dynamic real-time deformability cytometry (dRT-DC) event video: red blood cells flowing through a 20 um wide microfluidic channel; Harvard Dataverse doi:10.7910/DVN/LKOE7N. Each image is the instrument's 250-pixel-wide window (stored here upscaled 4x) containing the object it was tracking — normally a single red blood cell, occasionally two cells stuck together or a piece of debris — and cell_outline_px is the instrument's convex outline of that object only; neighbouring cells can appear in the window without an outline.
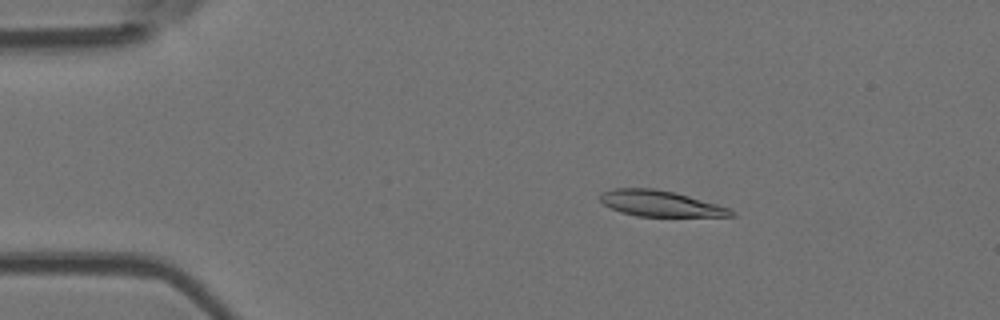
{"species": "Egyptian fruit bat (a non-hibernating species)", "species_latin": "Rousettus aegyptiacus", "temperature_condition": "room temperature", "stored_images_in_passage": 51, "camera_frame_rate_fps": 3000, "um_per_image_px": 0.085, "animal": {"sex": "female"}, "frame": {"image": 1, "passage_image": 8, "time_ms": 2.333, "image_size_px": [1000, 320], "cell_outline_px": [[736, 216], [636, 216], [620, 212], [604, 204], [600, 200], [600, 192], [612, 188], [656, 188], [676, 192], [716, 204], [728, 208], [736, 212]], "centroid_in_image_um": [56.1, 17.29], "position_along_channel_um": 28.9, "area_um2": 19.77}}
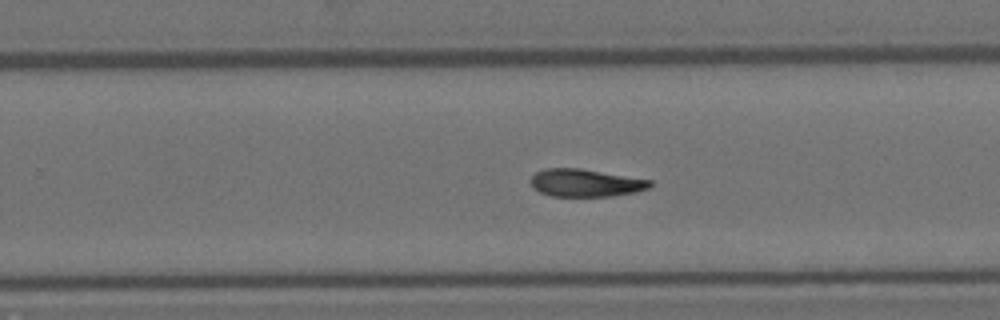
{"frame": {"image": 2, "passage_image": 32, "time_ms": 10.333, "image_size_px": [1000, 320], "cell_outline_px": [[652, 188], [636, 192], [612, 196], [552, 196], [540, 192], [532, 188], [532, 176], [536, 172], [544, 168], [580, 168], [652, 180]], "centroid_in_image_um": [49.8, 15.54], "position_along_channel_um": 280.0, "area_um2": 19.31}}
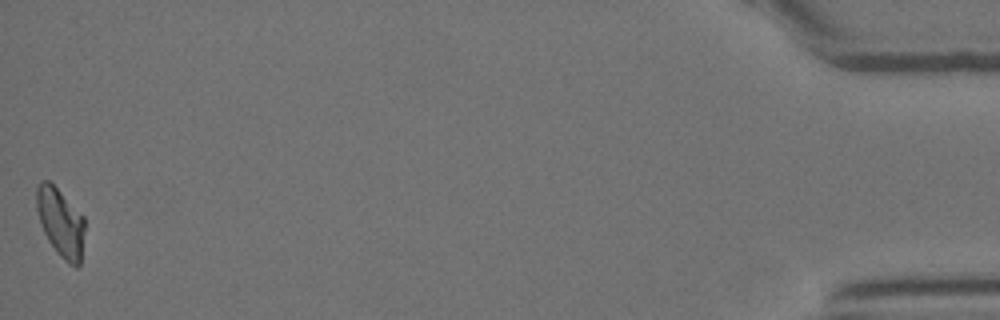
{"frame": {"image": 3, "passage_image": 51, "time_ms": 16.667, "image_size_px": [1000, 320], "cell_outline_px": [[84, 232], [80, 264], [76, 268], [68, 264], [56, 252], [48, 240], [40, 224], [36, 208], [36, 188], [40, 180], [48, 180], [84, 216]], "centroid_in_image_um": [5.14, 18.92], "position_along_channel_um": 430.1, "area_um2": 19.25}, "authors_computed_cell_mechanics": {"area_um2": 19.7676, "velocity_mm_per_s": 3.8803, "shape_relaxation_time_tau1_ms": 9.0369, "shape_relaxation_time_tau2_ms": 10.5786, "deformation_change_tau1": 0.2277, "deformation_change_tau2": 0.1741}}